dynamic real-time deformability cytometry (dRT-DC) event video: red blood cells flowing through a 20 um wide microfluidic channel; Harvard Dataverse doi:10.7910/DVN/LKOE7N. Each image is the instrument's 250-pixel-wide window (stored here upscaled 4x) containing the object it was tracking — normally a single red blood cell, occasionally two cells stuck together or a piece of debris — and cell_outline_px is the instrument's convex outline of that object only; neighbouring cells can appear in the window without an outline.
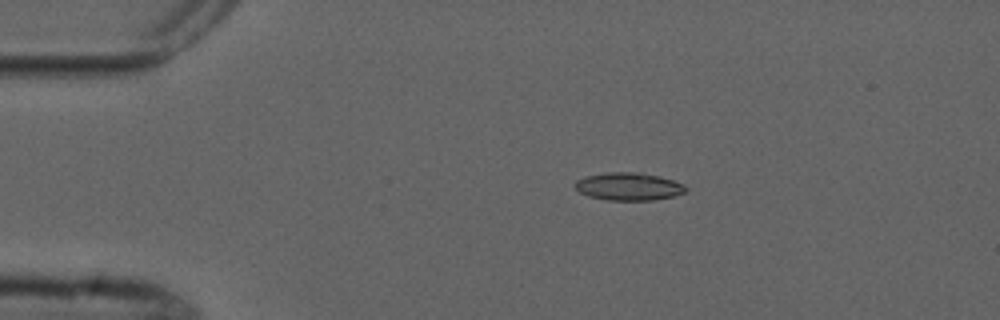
{"species": "common noctule bat (a hibernating species)", "species_latin": "Nyctalus noctula", "temperature_condition": "cold", "stored_images_in_passage": 5, "camera_frame_rate_fps": 3000, "um_per_image_px": 0.085, "animal": {"sex": "male", "forearm_length_mm": 52.5}, "frame": {"image": 1, "passage_image": 1, "time_ms": 0.0, "image_size_px": [1000, 320], "cell_outline_px": [[688, 188], [684, 192], [672, 196], [652, 200], [604, 200], [588, 196], [580, 192], [572, 184], [576, 180], [584, 176], [604, 172], [640, 172], [660, 176], [684, 184]], "centroid_in_image_um": [53.39, 15.84], "position_along_channel_um": 31.6, "area_um2": 18.09}}
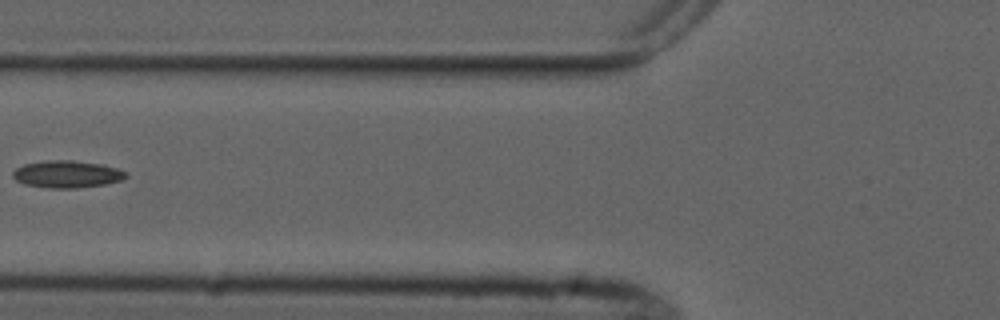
{"frame": {"image": 2, "passage_image": 4, "time_ms": 3.667, "image_size_px": [1000, 320], "cell_outline_px": [[128, 176], [120, 180], [104, 184], [76, 188], [48, 188], [24, 184], [16, 180], [12, 176], [12, 172], [16, 168], [24, 164], [44, 160], [72, 160], [104, 164], [128, 172]], "centroid_in_image_um": [5.68, 14.79], "position_along_channel_um": 120.1, "area_um2": 18.03}}
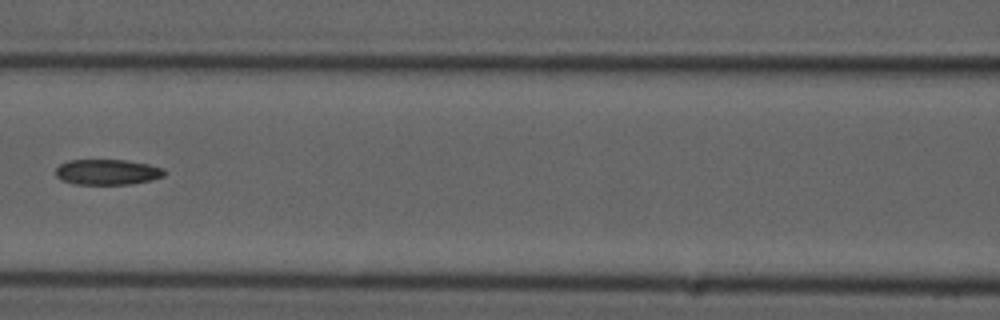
{"frame": {"image": 3, "passage_image": 5, "time_ms": 4.667, "image_size_px": [1000, 320], "cell_outline_px": [[168, 172], [164, 176], [152, 180], [132, 184], [76, 184], [60, 180], [56, 176], [56, 168], [60, 164], [68, 160], [124, 160], [148, 164], [164, 168]], "centroid_in_image_um": [9.15, 14.62], "position_along_channel_um": 157.4, "area_um2": 16.3}}